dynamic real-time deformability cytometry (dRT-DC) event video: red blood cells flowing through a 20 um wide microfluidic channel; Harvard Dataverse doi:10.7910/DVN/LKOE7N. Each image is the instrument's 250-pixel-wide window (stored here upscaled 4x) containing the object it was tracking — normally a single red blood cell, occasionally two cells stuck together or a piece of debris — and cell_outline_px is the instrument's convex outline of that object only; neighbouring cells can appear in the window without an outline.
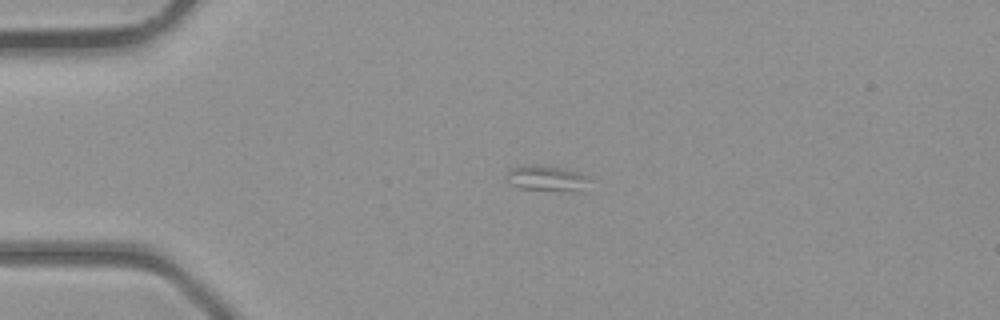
{"species": "common noctule bat (a hibernating species)", "species_latin": "Nyctalus noctula", "temperature_condition": "room temperature", "stored_images_in_passage": 2, "camera_frame_rate_fps": 3000, "um_per_image_px": 0.085, "animal": {"sex": "male", "body_mass_g": 23.1, "forearm_length_mm": 52.7}, "frame": {"image": 1, "passage_image": 2, "time_ms": 1.333, "image_size_px": [1000, 320], "cell_outline_px": [[592, 180], [584, 192], [564, 192], [520, 188], [512, 184], [504, 176], [512, 168], [524, 164], [536, 164], [564, 168], [588, 176]], "centroid_in_image_um": [46.56, 15.18], "position_along_channel_um": 38.4, "area_um2": 12.95}}